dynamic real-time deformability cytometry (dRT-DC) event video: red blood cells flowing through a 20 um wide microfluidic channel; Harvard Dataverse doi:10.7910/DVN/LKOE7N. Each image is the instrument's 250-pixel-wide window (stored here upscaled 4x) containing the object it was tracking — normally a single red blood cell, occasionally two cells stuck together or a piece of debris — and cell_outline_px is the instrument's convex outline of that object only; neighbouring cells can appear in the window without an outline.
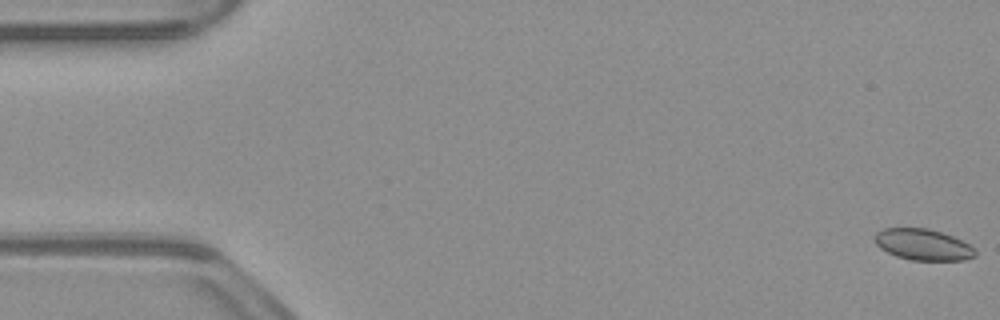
{"species": "common noctule bat (a hibernating species)", "species_latin": "Nyctalus noctula", "temperature_condition": "warm", "stored_images_in_passage": 54, "camera_frame_rate_fps": 3000, "um_per_image_px": 0.085, "animal": {"sex": "male", "body_mass_g": 23.1, "forearm_length_mm": 52.7}, "frame": {"image": 1, "passage_image": 1, "time_ms": 0.0, "image_size_px": [1000, 320], "cell_outline_px": [[976, 256], [964, 260], [912, 260], [896, 256], [880, 248], [876, 244], [876, 232], [884, 228], [928, 228], [952, 236], [968, 244], [976, 252]], "centroid_in_image_um": [78.45, 20.79], "position_along_channel_um": 6.6, "area_um2": 18.03}}
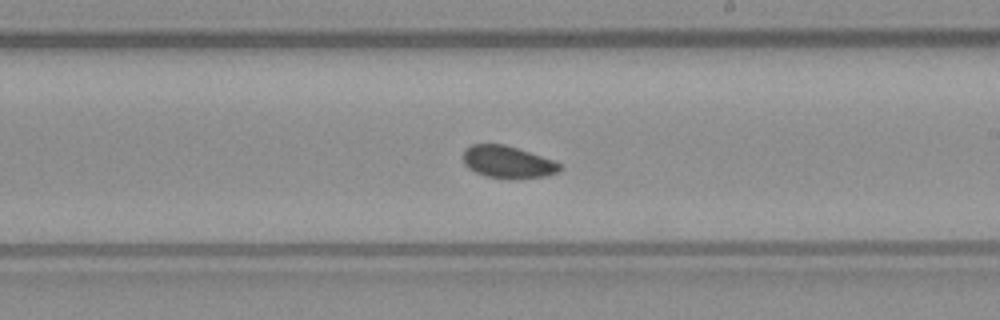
{"frame": {"image": 2, "passage_image": 31, "time_ms": 10.0, "image_size_px": [1000, 320], "cell_outline_px": [[560, 168], [556, 172], [544, 176], [488, 176], [476, 172], [468, 168], [464, 164], [464, 148], [472, 144], [504, 144], [552, 160], [560, 164]], "centroid_in_image_um": [43.08, 13.72], "position_along_channel_um": 245.9, "area_um2": 17.11}}
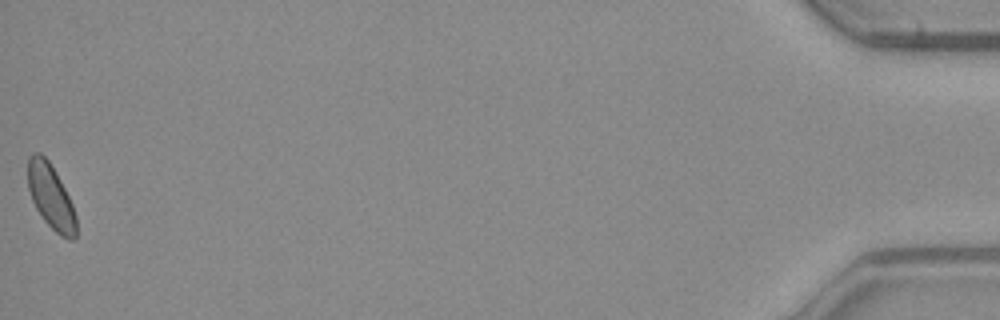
{"frame": {"image": 3, "passage_image": 54, "time_ms": 17.667, "image_size_px": [1000, 320], "cell_outline_px": [[76, 236], [72, 240], [68, 240], [60, 236], [44, 220], [36, 208], [32, 200], [28, 188], [28, 156], [32, 152], [40, 152], [48, 160], [56, 172], [72, 204], [76, 216]], "centroid_in_image_um": [4.31, 16.71], "position_along_channel_um": 430.9, "area_um2": 18.15}}